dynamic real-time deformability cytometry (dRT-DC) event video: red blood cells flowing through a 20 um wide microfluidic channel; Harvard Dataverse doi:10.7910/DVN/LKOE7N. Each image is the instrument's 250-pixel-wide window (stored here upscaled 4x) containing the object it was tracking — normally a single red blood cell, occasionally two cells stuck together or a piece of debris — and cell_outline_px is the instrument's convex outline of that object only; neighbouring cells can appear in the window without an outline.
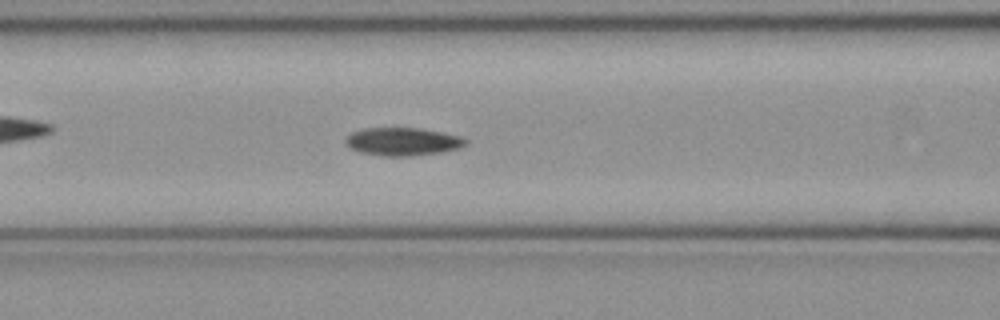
{"species": "common noctule bat (a hibernating species)", "species_latin": "Nyctalus noctula", "temperature_condition": "cold", "stored_images_in_passage": 50, "camera_frame_rate_fps": 3000, "um_per_image_px": 0.085, "animal": {"sex": "female", "body_mass_g": 21.9}, "frame": {"image": 1, "passage_image": 20, "time_ms": 6.333, "image_size_px": [1000, 320], "cell_outline_px": [[468, 144], [460, 148], [440, 152], [412, 156], [384, 156], [360, 152], [348, 148], [344, 144], [344, 140], [352, 132], [364, 128], [420, 128], [460, 136], [468, 140]], "centroid_in_image_um": [34.21, 12.04], "position_along_channel_um": 132.4, "area_um2": 19.71}}
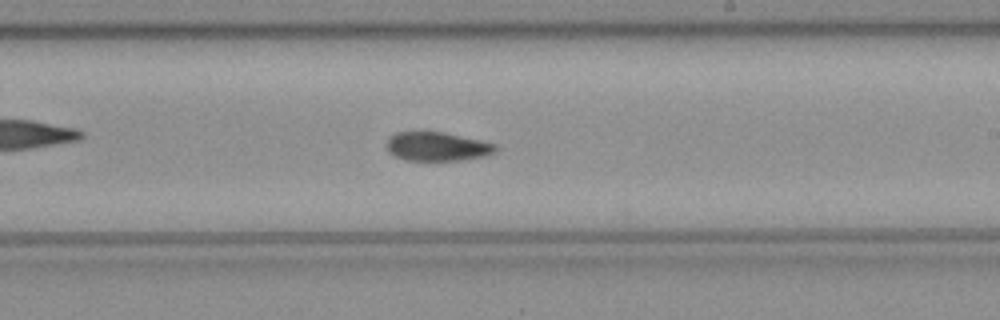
{"frame": {"image": 2, "passage_image": 29, "time_ms": 9.333, "image_size_px": [1000, 320], "cell_outline_px": [[500, 148], [496, 152], [484, 156], [460, 160], [404, 160], [388, 152], [384, 144], [388, 136], [396, 132], [444, 132], [480, 140], [496, 144]], "centroid_in_image_um": [37.13, 12.45], "position_along_channel_um": 251.9, "area_um2": 18.55}}
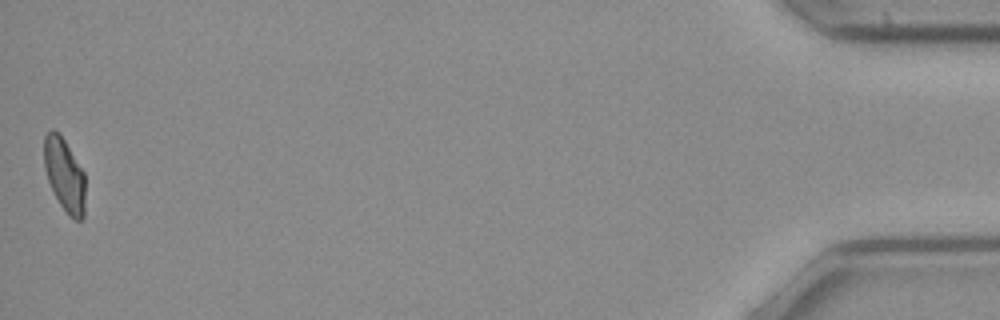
{"frame": {"image": 3, "passage_image": 50, "time_ms": 16.333, "image_size_px": [1000, 320], "cell_outline_px": [[84, 220], [76, 220], [68, 216], [60, 204], [48, 180], [44, 168], [44, 136], [52, 128], [60, 132], [84, 172]], "centroid_in_image_um": [5.48, 14.84], "position_along_channel_um": 429.7, "area_um2": 17.63}, "authors_computed_cell_mechanics": {"area_um2": 19.1029, "velocity_mm_per_s": 3.9863, "shape_relaxation_time_tau1_ms": 7.6868, "shape_relaxation_time_tau2_ms": null, "deformation_change_tau1": 0.1871, "deformation_change_tau2": null}}